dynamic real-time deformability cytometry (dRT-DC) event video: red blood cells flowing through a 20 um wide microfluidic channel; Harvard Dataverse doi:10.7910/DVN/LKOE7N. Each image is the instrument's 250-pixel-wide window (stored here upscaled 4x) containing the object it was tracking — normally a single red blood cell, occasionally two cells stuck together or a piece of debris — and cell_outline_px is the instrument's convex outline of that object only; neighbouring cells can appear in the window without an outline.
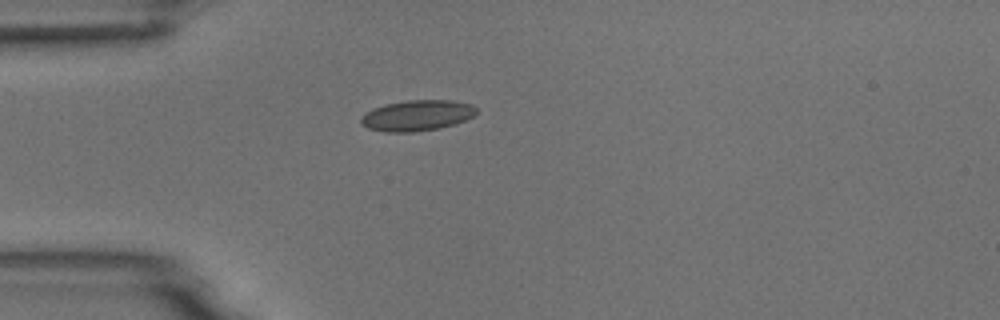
{"species": "common noctule bat (a hibernating species)", "species_latin": "Nyctalus noctula", "temperature_condition": "room temperature", "stored_images_in_passage": 41, "camera_frame_rate_fps": 3000, "um_per_image_px": 0.085, "animal": {"sex": "male", "body_mass_g": 18.8}, "frame": {"image": 1, "passage_image": 1, "time_ms": 0.0, "image_size_px": [1000, 320], "cell_outline_px": [[476, 112], [472, 116], [464, 120], [440, 128], [412, 132], [384, 132], [368, 128], [360, 120], [360, 116], [364, 112], [372, 108], [384, 104], [408, 100], [452, 100], [472, 104], [476, 108]], "centroid_in_image_um": [35.4, 9.8], "position_along_channel_um": 49.6, "area_um2": 20.69}}
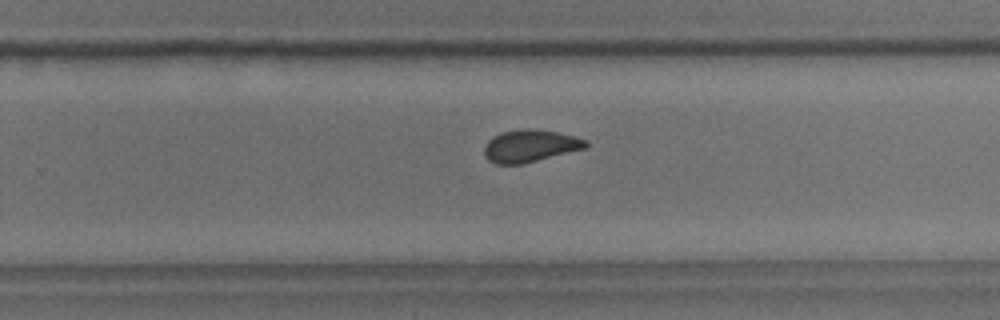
{"frame": {"image": 2, "passage_image": 21, "time_ms": 6.667, "image_size_px": [1000, 320], "cell_outline_px": [[588, 144], [584, 148], [524, 164], [496, 164], [488, 160], [484, 156], [484, 148], [488, 140], [492, 136], [500, 132], [528, 128], [532, 128], [556, 132], [576, 136], [588, 140]], "centroid_in_image_um": [45.03, 12.4], "position_along_channel_um": 284.8, "area_um2": 19.19}}
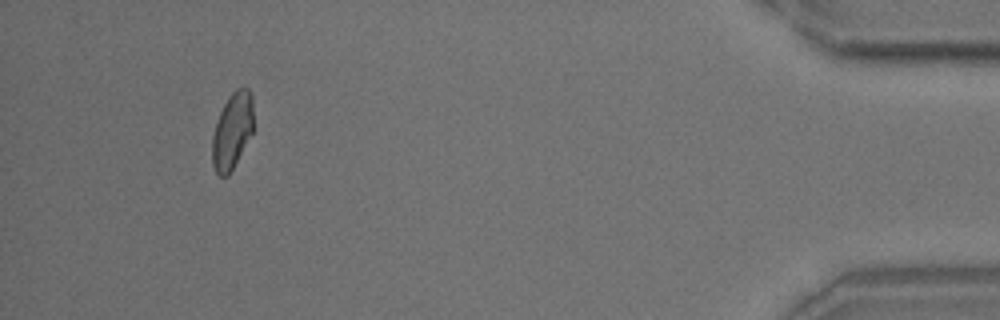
{"frame": {"image": 3, "passage_image": 37, "time_ms": 12.0, "image_size_px": [1000, 320], "cell_outline_px": [[252, 132], [228, 176], [220, 176], [216, 172], [212, 164], [212, 136], [220, 112], [228, 96], [236, 88], [248, 88], [252, 96]], "centroid_in_image_um": [19.72, 11.11], "position_along_channel_um": 415.5, "area_um2": 17.98}, "authors_computed_cell_mechanics": {"area_um2": 19.3052, "velocity_mm_per_s": 3.6939, "shape_relaxation_time_tau1_ms": 10.2567, "shape_relaxation_time_tau2_ms": 0.9866, "deformation_change_tau1": 0.1549, "deformation_change_tau2": 0.0578}}